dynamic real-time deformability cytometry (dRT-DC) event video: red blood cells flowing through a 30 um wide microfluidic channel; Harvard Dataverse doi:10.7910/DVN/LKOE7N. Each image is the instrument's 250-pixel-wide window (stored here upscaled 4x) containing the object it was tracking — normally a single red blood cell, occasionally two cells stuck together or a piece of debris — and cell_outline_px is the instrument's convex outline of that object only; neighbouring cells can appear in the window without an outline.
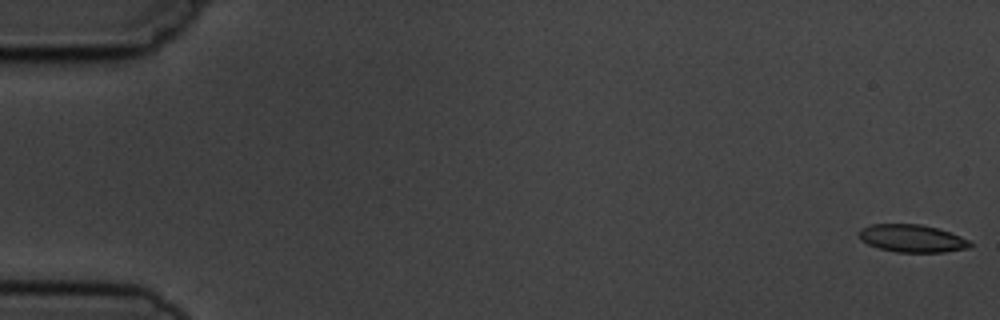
{"species": "common noctule bat (a hibernating species)", "species_latin": "Nyctalus noctula", "temperature_condition": "cold", "stored_images_in_passage": 9, "camera_frame_rate_fps": 3000, "um_per_image_px": 0.085, "animal": {"sex": "male", "body_mass_g": 19.5, "forearm_length_mm": 54.6}, "frame": {"image": 1, "passage_image": 1, "time_ms": 0.0, "image_size_px": [1000, 320], "cell_outline_px": [[972, 244], [968, 248], [944, 252], [896, 252], [880, 248], [868, 244], [860, 240], [856, 232], [860, 228], [872, 224], [920, 224], [936, 228], [960, 236], [968, 240]], "centroid_in_image_um": [77.46, 20.26], "position_along_channel_um": 7.5, "area_um2": 17.86}}
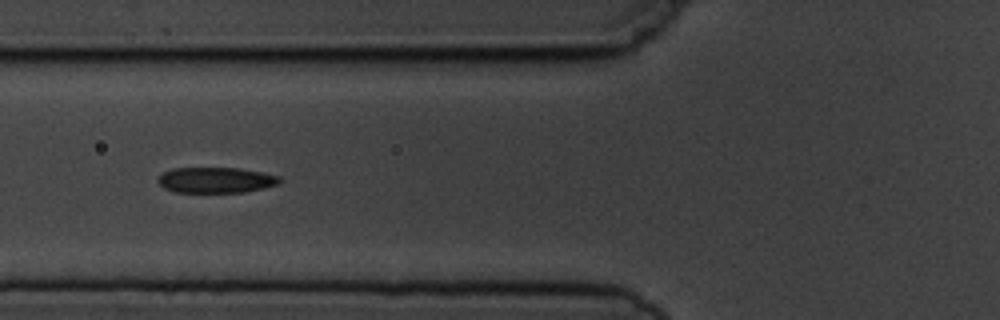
{"frame": {"image": 2, "passage_image": 7, "time_ms": 6.667, "image_size_px": [1000, 320], "cell_outline_px": [[280, 184], [264, 188], [244, 192], [172, 192], [164, 188], [156, 180], [164, 172], [172, 168], [240, 168], [280, 176]], "centroid_in_image_um": [18.35, 15.31], "position_along_channel_um": 107.5, "area_um2": 18.21}}
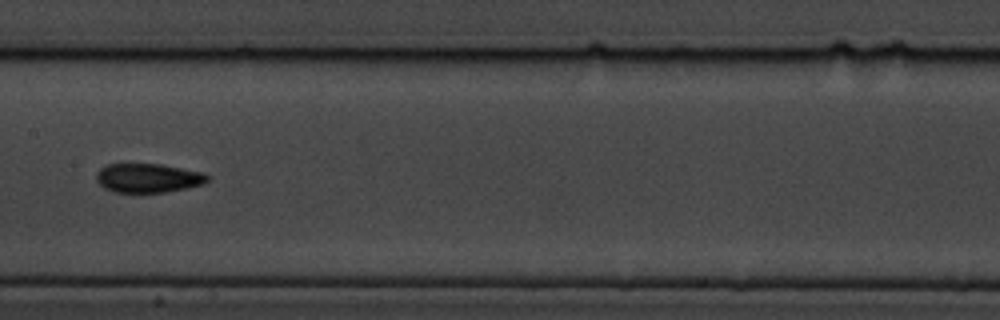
{"frame": {"image": 3, "passage_image": 9, "time_ms": 9.0, "image_size_px": [1000, 320], "cell_outline_px": [[208, 180], [204, 184], [188, 188], [164, 192], [112, 192], [104, 188], [96, 180], [96, 172], [100, 168], [108, 164], [160, 164], [204, 172], [208, 176]], "centroid_in_image_um": [12.58, 15.13], "position_along_channel_um": 194.8, "area_um2": 18.9}}